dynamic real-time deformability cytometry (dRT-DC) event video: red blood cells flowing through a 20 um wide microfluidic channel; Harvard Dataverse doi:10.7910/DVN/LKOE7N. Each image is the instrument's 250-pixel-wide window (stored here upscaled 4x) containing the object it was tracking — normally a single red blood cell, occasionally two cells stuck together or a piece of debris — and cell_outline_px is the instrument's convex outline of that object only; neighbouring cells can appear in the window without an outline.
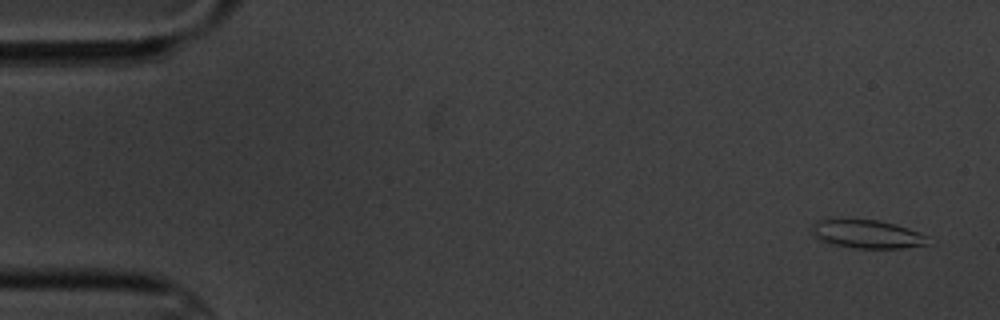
{"species": "common noctule bat (a hibernating species)", "species_latin": "Nyctalus noctula", "temperature_condition": "cold", "stored_images_in_passage": 4, "camera_frame_rate_fps": 3000, "um_per_image_px": 0.085, "animal": {"sex": "male", "body_mass_g": 20.1, "forearm_length_mm": 53.5}, "frame": {"image": 1, "passage_image": 1, "time_ms": 0.0, "image_size_px": [1000, 320], "cell_outline_px": [[936, 240], [924, 244], [900, 248], [852, 248], [832, 244], [820, 240], [812, 236], [812, 228], [816, 220], [840, 216], [880, 220], [928, 236]], "centroid_in_image_um": [73.6, 19.85], "position_along_channel_um": 11.4, "area_um2": 19.83}}
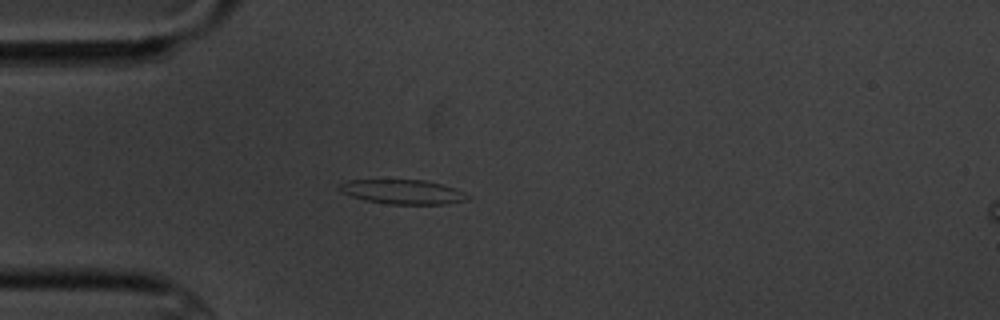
{"frame": {"image": 2, "passage_image": 4, "time_ms": 4.333, "image_size_px": [1000, 320], "cell_outline_px": [[472, 196], [468, 200], [444, 204], [388, 204], [364, 200], [340, 192], [336, 188], [340, 184], [348, 180], [424, 180], [456, 188]], "centroid_in_image_um": [34.24, 16.31], "position_along_channel_um": 50.8, "area_um2": 18.32}}